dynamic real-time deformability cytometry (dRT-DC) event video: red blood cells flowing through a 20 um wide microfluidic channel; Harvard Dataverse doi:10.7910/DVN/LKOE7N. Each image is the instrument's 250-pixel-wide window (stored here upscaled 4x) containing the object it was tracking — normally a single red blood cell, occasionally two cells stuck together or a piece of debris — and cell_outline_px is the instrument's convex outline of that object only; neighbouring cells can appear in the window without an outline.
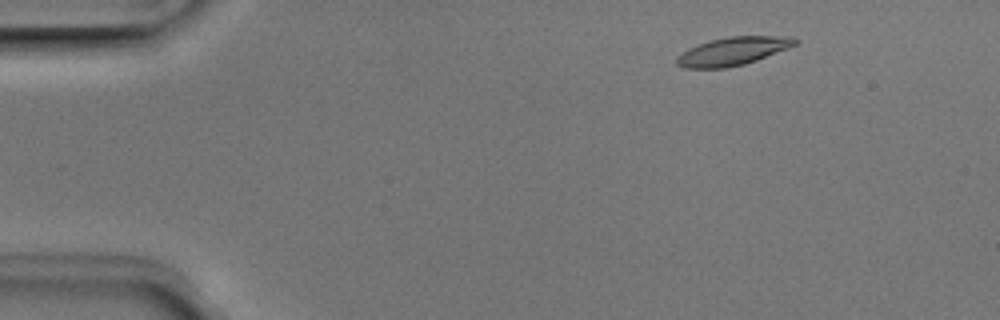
{"species": "Egyptian fruit bat (a non-hibernating species)", "species_latin": "Rousettus aegyptiacus", "temperature_condition": "room temperature", "stored_images_in_passage": 49, "camera_frame_rate_fps": 3000, "um_per_image_px": 0.085, "animal": {"sex": "male"}, "frame": {"image": 1, "passage_image": 5, "time_ms": 1.333, "image_size_px": [1000, 320], "cell_outline_px": [[800, 40], [796, 44], [788, 48], [756, 60], [744, 64], [728, 68], [684, 68], [676, 64], [676, 56], [688, 48], [712, 40], [728, 36], [792, 36]], "centroid_in_image_um": [62.29, 4.35], "position_along_channel_um": 22.7, "area_um2": 19.42}}
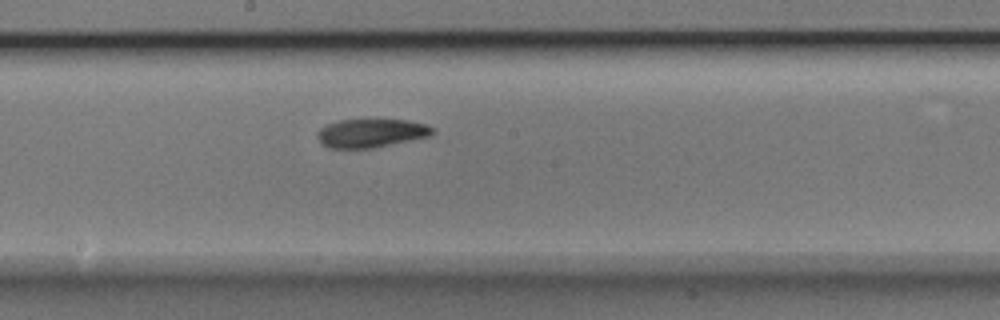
{"frame": {"image": 2, "passage_image": 26, "time_ms": 8.333, "image_size_px": [1000, 320], "cell_outline_px": [[436, 132], [432, 136], [372, 148], [328, 148], [320, 144], [316, 136], [316, 132], [324, 124], [340, 120], [408, 120], [424, 124], [436, 128]], "centroid_in_image_um": [31.53, 11.32], "position_along_channel_um": 216.7, "area_um2": 19.48}}
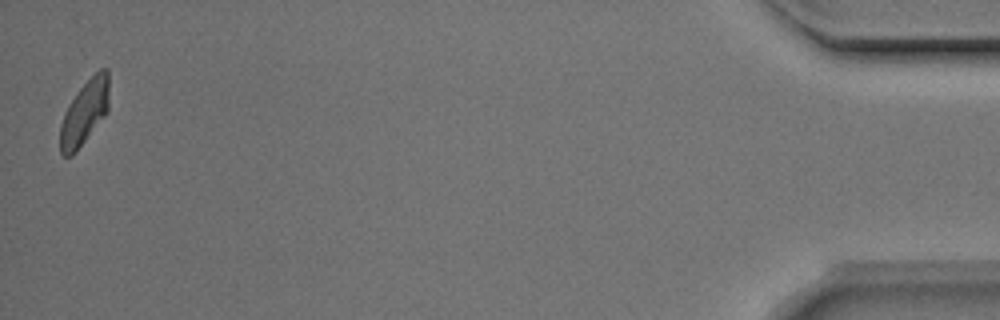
{"frame": {"image": 3, "passage_image": 49, "time_ms": 16.0, "image_size_px": [1000, 320], "cell_outline_px": [[108, 112], [76, 152], [72, 156], [64, 156], [60, 152], [60, 124], [64, 112], [68, 104], [80, 88], [100, 68], [108, 68]], "centroid_in_image_um": [7.17, 9.58], "position_along_channel_um": 428.0, "area_um2": 18.38}, "authors_computed_cell_mechanics": {"area_um2": 19.4786, "velocity_mm_per_s": 3.9434, "shape_relaxation_time_tau1_ms": 3.5031, "shape_relaxation_time_tau2_ms": 4.1402, "deformation_change_tau1": 0.1253, "deformation_change_tau2": 0.1055}}